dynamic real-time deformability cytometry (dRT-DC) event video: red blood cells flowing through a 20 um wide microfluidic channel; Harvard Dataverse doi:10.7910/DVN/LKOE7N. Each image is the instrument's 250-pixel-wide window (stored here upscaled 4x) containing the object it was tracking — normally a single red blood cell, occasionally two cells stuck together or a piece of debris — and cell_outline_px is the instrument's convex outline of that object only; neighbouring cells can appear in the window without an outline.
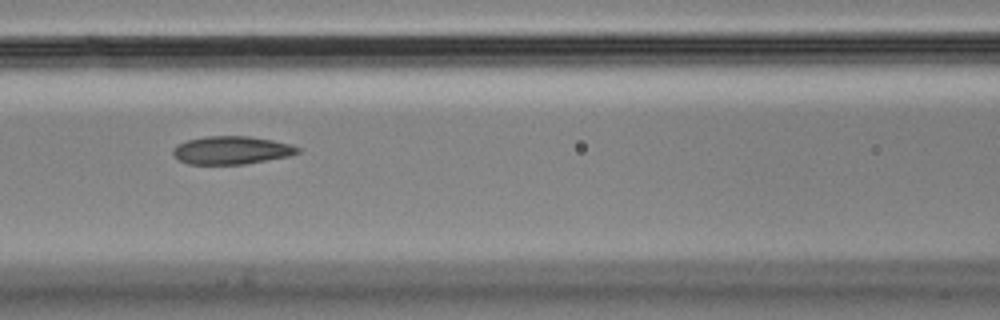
{"species": "Egyptian fruit bat (a non-hibernating species)", "species_latin": "Rousettus aegyptiacus", "temperature_condition": "cold", "stored_images_in_passage": 13, "camera_frame_rate_fps": 3000, "um_per_image_px": 0.085, "animal": {"sex": "male"}, "frame": {"image": 1, "passage_image": 3, "time_ms": 0.667, "image_size_px": [1000, 320], "cell_outline_px": [[300, 152], [288, 156], [244, 164], [188, 164], [172, 156], [172, 148], [176, 144], [188, 140], [204, 136], [248, 136], [272, 140], [292, 144], [300, 148]], "centroid_in_image_um": [19.64, 12.76], "position_along_channel_um": 147.0, "area_um2": 20.46}}
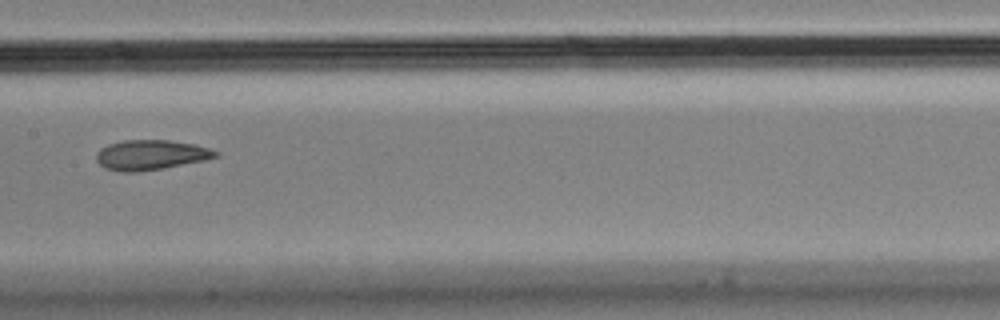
{"frame": {"image": 2, "passage_image": 4, "time_ms": 1.0, "image_size_px": [1000, 320], "cell_outline_px": [[220, 156], [204, 160], [160, 168], [136, 172], [120, 172], [104, 168], [96, 160], [96, 152], [100, 148], [108, 144], [124, 140], [168, 140], [196, 144], [220, 152]], "centroid_in_image_um": [12.8, 13.16], "position_along_channel_um": 194.6, "area_um2": 20.81}}
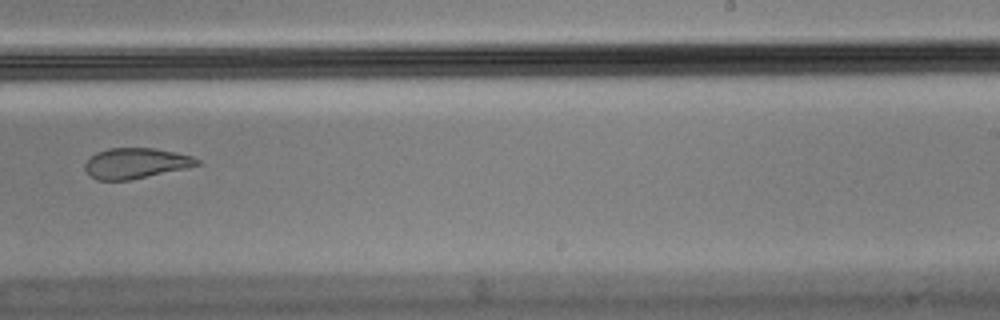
{"frame": {"image": 3, "passage_image": 6, "time_ms": 1.667, "image_size_px": [1000, 320], "cell_outline_px": [[200, 164], [188, 168], [128, 180], [96, 180], [84, 168], [84, 164], [96, 152], [108, 148], [156, 148], [192, 156], [200, 160]], "centroid_in_image_um": [11.55, 13.87], "position_along_channel_um": 277.4, "area_um2": 19.83}}